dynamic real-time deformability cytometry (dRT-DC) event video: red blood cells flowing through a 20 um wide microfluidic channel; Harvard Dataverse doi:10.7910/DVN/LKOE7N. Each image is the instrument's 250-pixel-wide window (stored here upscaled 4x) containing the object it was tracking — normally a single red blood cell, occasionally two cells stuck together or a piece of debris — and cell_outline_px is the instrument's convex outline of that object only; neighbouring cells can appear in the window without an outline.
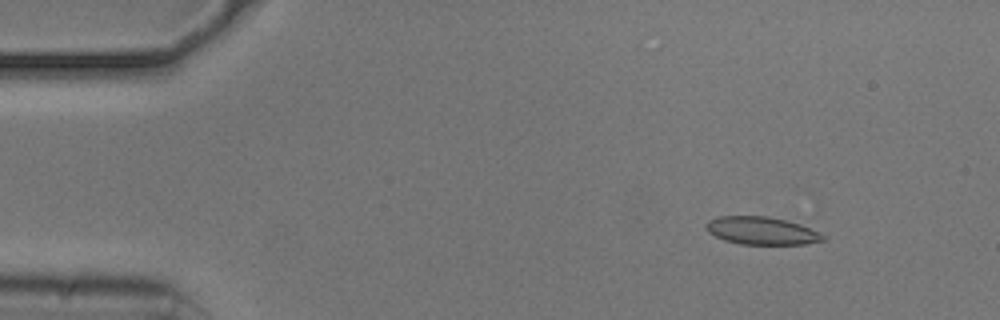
{"species": "common noctule bat (a hibernating species)", "species_latin": "Nyctalus noctula", "temperature_condition": "cold", "stored_images_in_passage": 11, "camera_frame_rate_fps": 3000, "um_per_image_px": 0.085, "animal": {"sex": "male", "body_mass_g": 20.5, "forearm_length_mm": 52.5}, "frame": {"image": 1, "passage_image": 1, "time_ms": 0.0, "image_size_px": [1000, 320], "cell_outline_px": [[824, 240], [804, 244], [740, 244], [724, 240], [708, 232], [704, 224], [708, 220], [720, 216], [768, 216], [788, 220], [800, 224], [824, 236]], "centroid_in_image_um": [64.68, 19.6], "position_along_channel_um": 20.3, "area_um2": 18.79}}
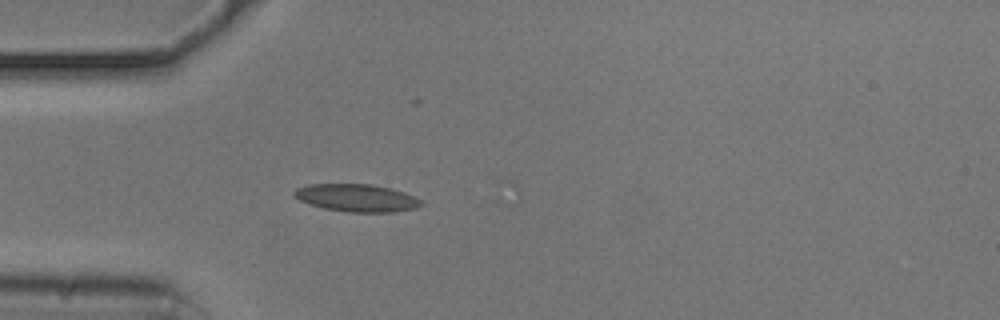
{"frame": {"image": 2, "passage_image": 10, "time_ms": 3.0, "image_size_px": [1000, 320], "cell_outline_px": [[424, 204], [416, 208], [396, 212], [348, 212], [324, 208], [300, 200], [292, 196], [292, 192], [296, 188], [308, 184], [372, 184], [404, 192], [420, 200]], "centroid_in_image_um": [30.3, 16.82], "position_along_channel_um": 54.7, "area_um2": 20.35}}